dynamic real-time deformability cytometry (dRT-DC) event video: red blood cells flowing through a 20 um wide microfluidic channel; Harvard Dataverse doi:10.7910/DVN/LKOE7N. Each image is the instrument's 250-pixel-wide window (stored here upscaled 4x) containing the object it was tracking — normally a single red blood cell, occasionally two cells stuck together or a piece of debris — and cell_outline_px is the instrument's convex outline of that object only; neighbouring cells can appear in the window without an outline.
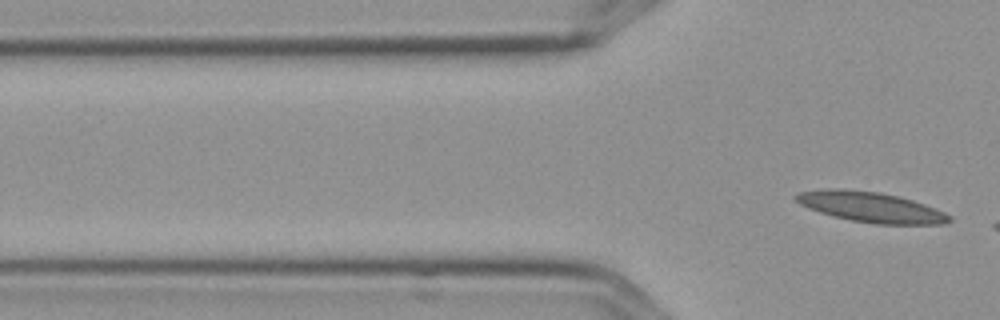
{"species": "Egyptian fruit bat (a non-hibernating species)", "species_latin": "Rousettus aegyptiacus", "temperature_condition": "cold", "stored_images_in_passage": 5, "segment_of_instrument_passage": [2, 2], "camera_frame_rate_fps": 3000, "um_per_image_px": 0.085, "frame": {"image": 1, "passage_image": 5, "time_ms": 1.333, "image_size_px": [1000, 320], "cell_outline_px": [[952, 220], [940, 224], [876, 224], [852, 220], [832, 216], [808, 208], [800, 204], [792, 196], [800, 192], [824, 188], [844, 188], [880, 192], [900, 196], [924, 204], [944, 212], [952, 216]], "centroid_in_image_um": [73.99, 17.58], "position_along_channel_um": 51.8, "area_um2": 27.17}}